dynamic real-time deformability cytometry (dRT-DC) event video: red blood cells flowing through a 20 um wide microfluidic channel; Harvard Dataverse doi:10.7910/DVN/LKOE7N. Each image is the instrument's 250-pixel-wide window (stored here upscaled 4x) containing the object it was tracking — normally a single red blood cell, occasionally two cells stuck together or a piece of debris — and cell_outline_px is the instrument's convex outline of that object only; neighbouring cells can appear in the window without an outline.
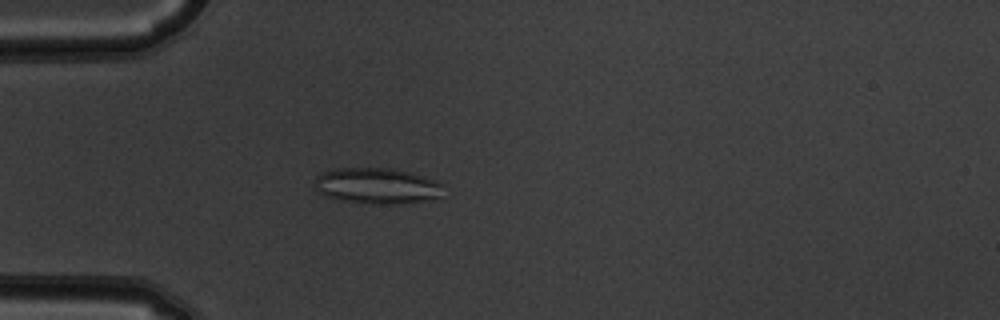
{"species": "common noctule bat (a hibernating species)", "species_latin": "Nyctalus noctula", "temperature_condition": "warm", "stored_images_in_passage": 53, "camera_frame_rate_fps": 3000, "um_per_image_px": 0.085, "animal": {"sex": "male", "body_mass_g": 19.5, "forearm_length_mm": 54.6}, "frame": {"image": 1, "passage_image": 16, "time_ms": 5.0, "image_size_px": [1000, 320], "cell_outline_px": [[444, 184], [440, 196], [424, 200], [400, 204], [380, 204], [344, 200], [328, 196], [320, 192], [312, 184], [316, 176], [324, 172], [336, 168], [388, 168], [412, 172], [424, 176]], "centroid_in_image_um": [32.05, 15.78], "position_along_channel_um": 52.9, "area_um2": 26.7}}
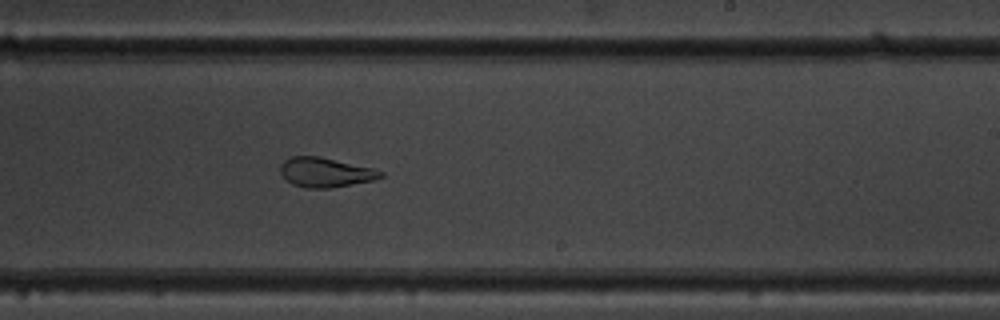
{"frame": {"image": 2, "passage_image": 33, "time_ms": 10.667, "image_size_px": [1000, 320], "cell_outline_px": [[384, 176], [376, 180], [332, 188], [304, 188], [292, 184], [280, 172], [280, 164], [284, 160], [292, 156], [320, 156], [372, 168], [384, 172]], "centroid_in_image_um": [27.68, 14.65], "position_along_channel_um": 261.3, "area_um2": 17.4}}
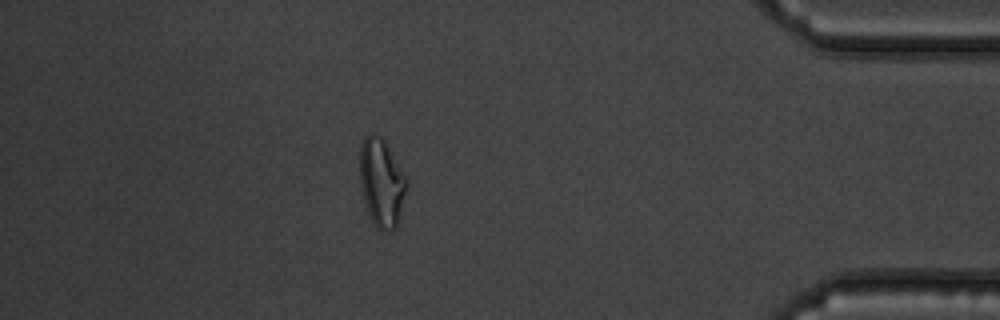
{"frame": {"image": 3, "passage_image": 47, "time_ms": 15.333, "image_size_px": [1000, 320], "cell_outline_px": [[408, 184], [396, 228], [392, 232], [376, 228], [368, 212], [364, 200], [360, 184], [360, 144], [364, 136], [372, 132], [376, 132], [384, 136], [408, 180]], "centroid_in_image_um": [32.44, 15.44], "position_along_channel_um": 402.8, "area_um2": 24.57}, "authors_computed_cell_mechanics": {"area_um2": 23.12, "velocity_mm_per_s": 3.8633, "shape_relaxation_time_tau1_ms": null, "shape_relaxation_time_tau2_ms": 1.4321, "deformation_change_tau1": null, "deformation_change_tau2": 0.0978}}